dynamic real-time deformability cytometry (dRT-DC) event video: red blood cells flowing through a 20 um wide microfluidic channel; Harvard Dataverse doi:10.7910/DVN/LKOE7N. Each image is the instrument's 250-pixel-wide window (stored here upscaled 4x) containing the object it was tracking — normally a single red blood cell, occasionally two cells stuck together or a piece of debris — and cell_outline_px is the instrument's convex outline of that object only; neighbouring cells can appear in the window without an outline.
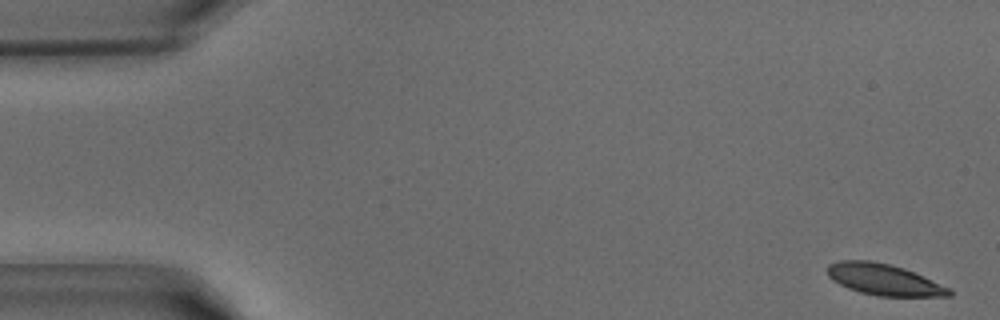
{"species": "common noctule bat (a hibernating species)", "species_latin": "Nyctalus noctula", "temperature_condition": "warm", "stored_images_in_passage": 42, "camera_frame_rate_fps": 3000, "um_per_image_px": 0.085, "animal": {"sex": "male", "body_mass_g": 15.6}, "frame": {"image": 1, "passage_image": 2, "time_ms": 0.333, "image_size_px": [1000, 320], "cell_outline_px": [[952, 296], [876, 296], [860, 292], [848, 288], [832, 280], [828, 276], [828, 264], [840, 260], [868, 260], [888, 264], [904, 268], [952, 288]], "centroid_in_image_um": [75.15, 23.77], "position_along_channel_um": 9.8, "area_um2": 22.2}}
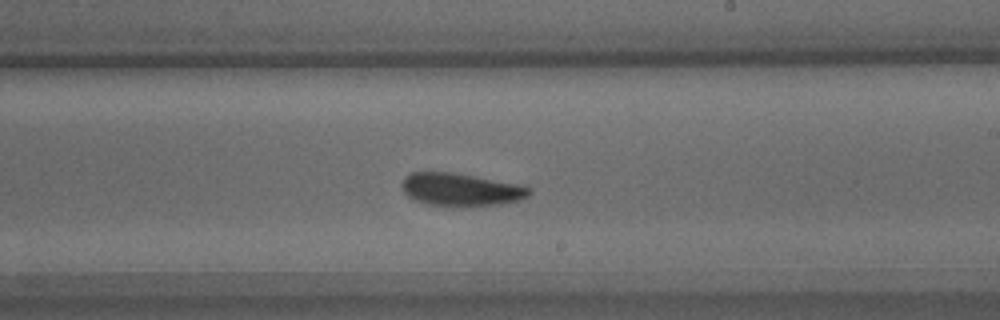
{"frame": {"image": 2, "passage_image": 25, "time_ms": 8.0, "image_size_px": [1000, 320], "cell_outline_px": [[532, 192], [528, 196], [520, 200], [500, 204], [428, 204], [416, 200], [408, 196], [404, 192], [400, 184], [404, 176], [412, 172], [452, 172], [524, 184], [532, 188]], "centroid_in_image_um": [39.21, 16.06], "position_along_channel_um": 249.8, "area_um2": 24.04}}
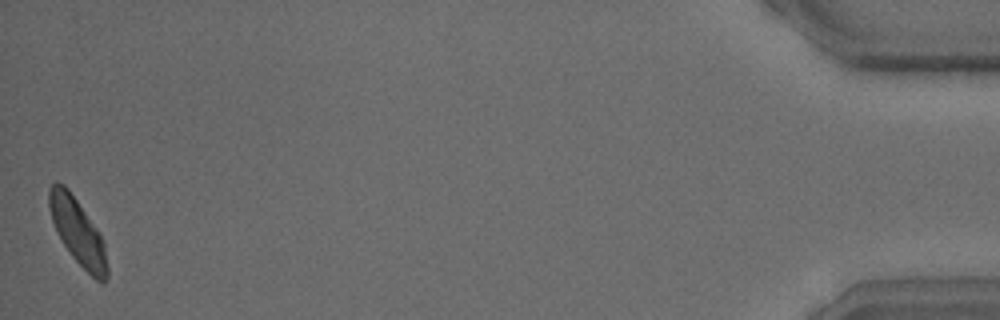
{"frame": {"image": 3, "passage_image": 42, "time_ms": 13.667, "image_size_px": [1000, 320], "cell_outline_px": [[108, 276], [104, 284], [96, 280], [72, 256], [64, 244], [52, 220], [48, 204], [48, 188], [56, 180], [64, 184], [68, 188], [96, 228], [104, 244], [108, 268]], "centroid_in_image_um": [6.6, 19.68], "position_along_channel_um": 428.6, "area_um2": 21.91}}